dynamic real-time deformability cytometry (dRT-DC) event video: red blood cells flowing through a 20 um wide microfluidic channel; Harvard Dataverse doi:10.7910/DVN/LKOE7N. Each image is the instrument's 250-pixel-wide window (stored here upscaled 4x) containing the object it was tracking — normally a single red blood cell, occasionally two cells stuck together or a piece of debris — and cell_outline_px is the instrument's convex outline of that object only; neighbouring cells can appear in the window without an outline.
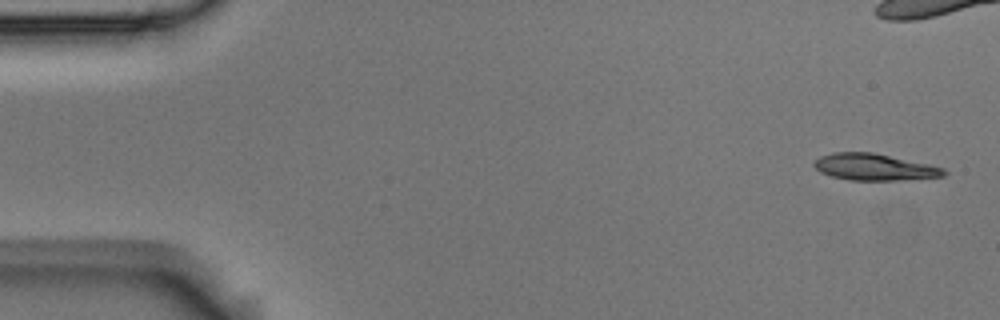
{"species": "Egyptian fruit bat (a non-hibernating species)", "species_latin": "Rousettus aegyptiacus", "temperature_condition": "room temperature", "stored_images_in_passage": 6, "camera_frame_rate_fps": 3000, "um_per_image_px": 0.085, "animal": {"sex": "male"}, "frame": {"image": 1, "passage_image": 1, "time_ms": 0.0, "image_size_px": [1000, 320], "cell_outline_px": [[948, 172], [944, 176], [900, 180], [848, 180], [832, 176], [820, 172], [812, 164], [820, 156], [832, 152], [872, 152], [928, 164], [944, 168]], "centroid_in_image_um": [74.3, 14.2], "position_along_channel_um": 10.7, "area_um2": 20.06}}